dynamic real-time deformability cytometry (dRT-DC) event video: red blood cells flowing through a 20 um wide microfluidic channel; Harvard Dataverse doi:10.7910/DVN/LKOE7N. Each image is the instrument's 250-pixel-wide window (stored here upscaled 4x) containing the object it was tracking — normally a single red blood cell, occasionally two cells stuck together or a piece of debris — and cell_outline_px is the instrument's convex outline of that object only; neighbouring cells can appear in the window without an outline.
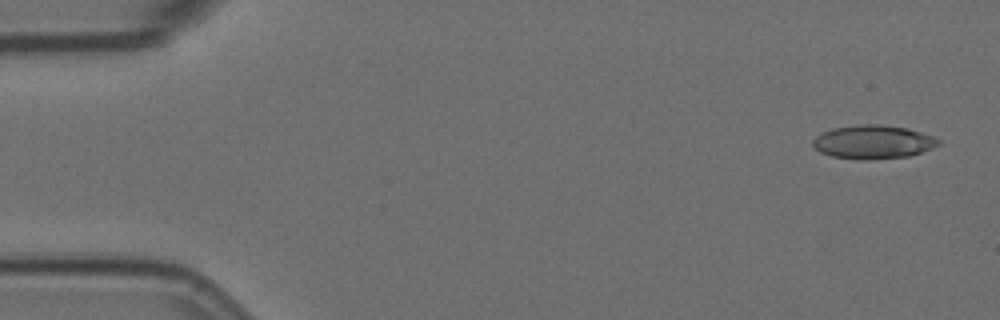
{"species": "Egyptian fruit bat (a non-hibernating species)", "species_latin": "Rousettus aegyptiacus", "temperature_condition": "room temperature", "stored_images_in_passage": 5, "camera_frame_rate_fps": 3000, "um_per_image_px": 0.085, "animal": {"sex": "female"}, "frame": {"image": 1, "passage_image": 1, "time_ms": 0.0, "image_size_px": [1000, 320], "cell_outline_px": [[940, 144], [932, 148], [908, 156], [868, 160], [832, 156], [820, 152], [812, 144], [812, 140], [816, 136], [832, 128], [860, 124], [880, 124], [908, 128], [932, 136], [940, 140]], "centroid_in_image_um": [74.21, 12.06], "position_along_channel_um": 10.8, "area_um2": 24.45}}
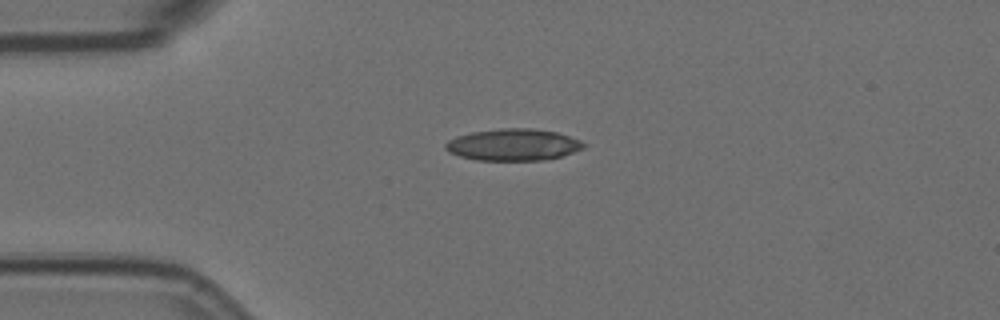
{"frame": {"image": 2, "passage_image": 4, "time_ms": 1.0, "image_size_px": [1000, 320], "cell_outline_px": [[588, 144], [584, 148], [560, 156], [540, 160], [476, 160], [460, 156], [448, 152], [444, 148], [444, 144], [448, 140], [456, 136], [472, 132], [500, 128], [532, 128], [556, 132], [580, 140]], "centroid_in_image_um": [43.59, 12.29], "position_along_channel_um": 41.4, "area_um2": 25.55}}